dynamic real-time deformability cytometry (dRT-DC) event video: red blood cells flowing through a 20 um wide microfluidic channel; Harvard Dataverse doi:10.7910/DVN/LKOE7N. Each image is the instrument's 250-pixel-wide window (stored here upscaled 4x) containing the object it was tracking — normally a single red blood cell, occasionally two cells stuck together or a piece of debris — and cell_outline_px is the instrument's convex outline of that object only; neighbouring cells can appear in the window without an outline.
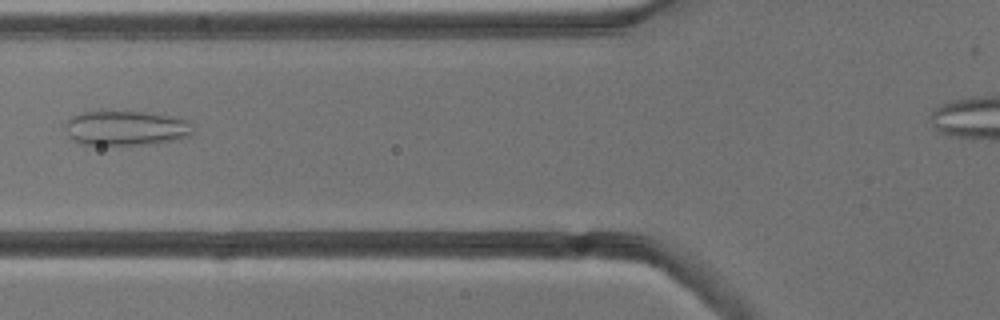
{"species": "common noctule bat (a hibernating species)", "species_latin": "Nyctalus noctula", "temperature_condition": "cold", "stored_images_in_passage": 7, "camera_frame_rate_fps": 3000, "um_per_image_px": 0.085, "animal": {"sex": "male", "body_mass_g": 13.3}, "frame": {"image": 1, "passage_image": 6, "time_ms": 5.667, "image_size_px": [1000, 320], "cell_outline_px": [[192, 136], [176, 140], [156, 144], [80, 144], [68, 136], [64, 128], [64, 124], [72, 116], [80, 112], [100, 108], [156, 112], [188, 120], [192, 124]], "centroid_in_image_um": [10.7, 10.82], "position_along_channel_um": 115.1, "area_um2": 27.22}}